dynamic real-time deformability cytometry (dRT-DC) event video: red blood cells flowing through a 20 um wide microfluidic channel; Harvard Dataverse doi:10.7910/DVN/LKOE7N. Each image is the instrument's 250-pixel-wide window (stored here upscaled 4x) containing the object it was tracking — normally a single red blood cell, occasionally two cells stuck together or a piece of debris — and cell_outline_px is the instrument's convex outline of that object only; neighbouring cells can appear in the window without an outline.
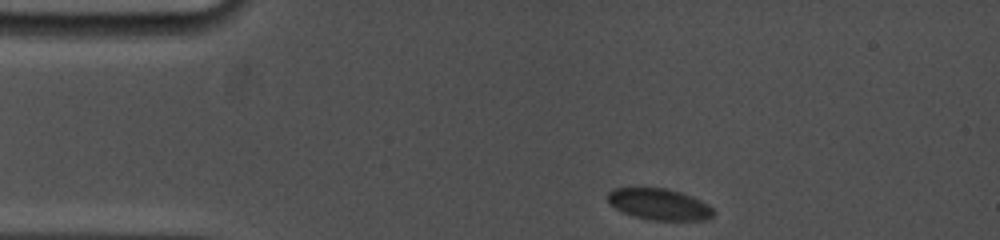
{"species": "common noctule bat (a hibernating species)", "species_latin": "Nyctalus noctula", "temperature_condition": "cold", "stored_images_in_passage": 6, "camera_frame_rate_fps": 5000, "um_per_image_px": 0.085, "animal": {"sex": "female", "body_mass_g": 19.0, "forearm_length_mm": 53.3}, "frame": {"image": 1, "passage_image": 1, "time_ms": 0.0, "image_size_px": [1000, 240], "cell_outline_px": [[716, 212], [712, 216], [704, 220], [652, 220], [636, 216], [624, 212], [616, 208], [608, 200], [608, 192], [616, 188], [664, 188], [680, 192], [692, 196], [708, 204]], "centroid_in_image_um": [56.07, 17.36], "position_along_channel_um": 28.9, "area_um2": 19.02}}
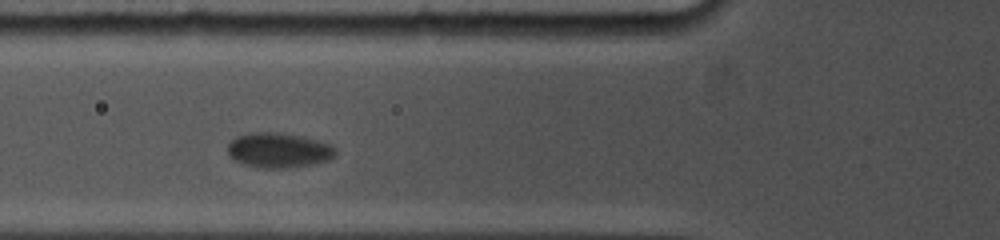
{"frame": {"image": 2, "passage_image": 5, "time_ms": 3.6, "image_size_px": [1000, 240], "cell_outline_px": [[336, 156], [328, 160], [312, 164], [284, 168], [256, 168], [232, 160], [228, 156], [228, 144], [236, 136], [252, 132], [280, 132], [304, 136], [332, 144], [336, 148]], "centroid_in_image_um": [23.68, 12.76], "position_along_channel_um": 102.1, "area_um2": 22.37}}
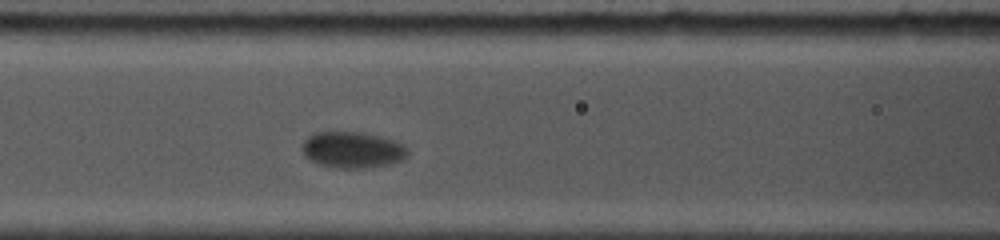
{"frame": {"image": 3, "passage_image": 6, "time_ms": 4.6, "image_size_px": [1000, 240], "cell_outline_px": [[408, 156], [404, 160], [388, 164], [364, 168], [332, 168], [308, 160], [304, 156], [304, 140], [312, 132], [360, 132], [380, 136], [396, 140], [404, 144], [408, 148]], "centroid_in_image_um": [29.99, 12.74], "position_along_channel_um": 136.6, "area_um2": 22.54}}